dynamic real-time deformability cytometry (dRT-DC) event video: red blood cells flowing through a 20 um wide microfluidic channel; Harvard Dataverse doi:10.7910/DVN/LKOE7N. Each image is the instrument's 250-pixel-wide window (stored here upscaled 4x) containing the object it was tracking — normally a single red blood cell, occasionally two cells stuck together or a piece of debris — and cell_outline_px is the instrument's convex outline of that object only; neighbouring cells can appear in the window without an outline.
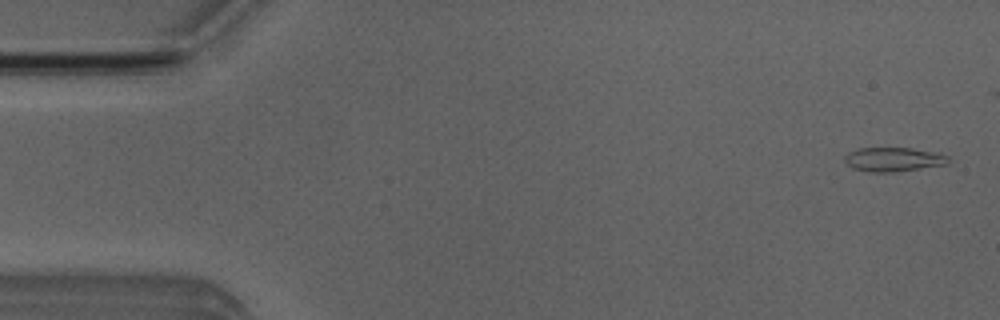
{"species": "Egyptian fruit bat (a non-hibernating species)", "species_latin": "Rousettus aegyptiacus", "temperature_condition": "room temperature", "stored_images_in_passage": 38, "camera_frame_rate_fps": 3000, "um_per_image_px": 0.085, "animal": {"sex": "male"}, "frame": {"image": 1, "passage_image": 2, "time_ms": 0.333, "image_size_px": [1000, 320], "cell_outline_px": [[948, 164], [896, 172], [872, 172], [852, 168], [844, 160], [844, 156], [848, 152], [856, 148], [912, 148], [932, 152], [948, 156]], "centroid_in_image_um": [75.9, 13.55], "position_along_channel_um": 9.1, "area_um2": 14.51}}
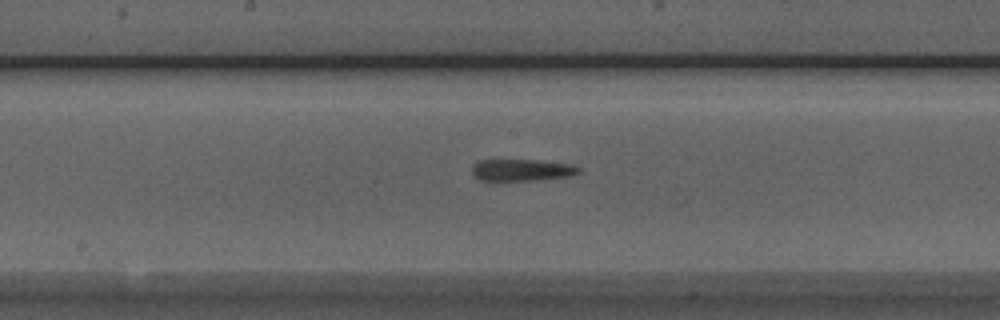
{"frame": {"image": 2, "passage_image": 26, "time_ms": 8.333, "image_size_px": [1000, 320], "cell_outline_px": [[580, 172], [568, 176], [532, 180], [480, 180], [472, 176], [472, 164], [480, 160], [536, 160], [572, 164], [580, 168]], "centroid_in_image_um": [44.3, 14.44], "position_along_channel_um": 203.9, "area_um2": 13.47}}
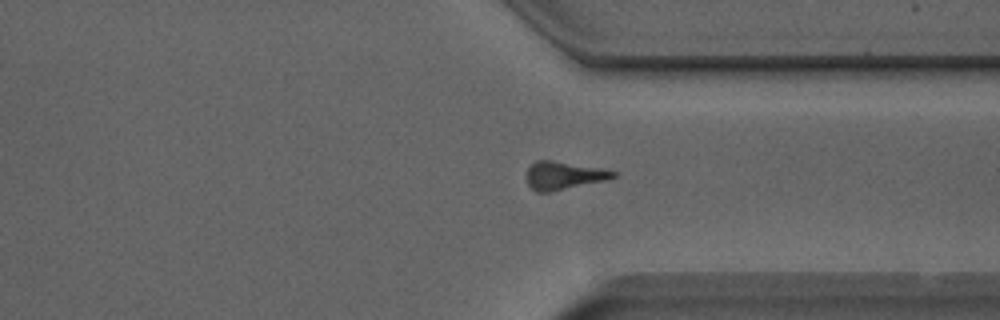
{"frame": {"image": 3, "passage_image": 38, "time_ms": 12.333, "image_size_px": [1000, 320], "cell_outline_px": [[616, 176], [608, 180], [552, 192], [536, 192], [528, 184], [528, 168], [536, 160], [552, 160], [604, 168], [616, 172]], "centroid_in_image_um": [47.96, 14.92], "position_along_channel_um": 363.4, "area_um2": 14.28}, "authors_computed_cell_mechanics": {"area_um2": 13.9298, "velocity_mm_per_s": 4.0032, "shape_relaxation_time_tau1_ms": 3.5701, "shape_relaxation_time_tau2_ms": null, "deformation_change_tau1": 0.177, "deformation_change_tau2": null}}